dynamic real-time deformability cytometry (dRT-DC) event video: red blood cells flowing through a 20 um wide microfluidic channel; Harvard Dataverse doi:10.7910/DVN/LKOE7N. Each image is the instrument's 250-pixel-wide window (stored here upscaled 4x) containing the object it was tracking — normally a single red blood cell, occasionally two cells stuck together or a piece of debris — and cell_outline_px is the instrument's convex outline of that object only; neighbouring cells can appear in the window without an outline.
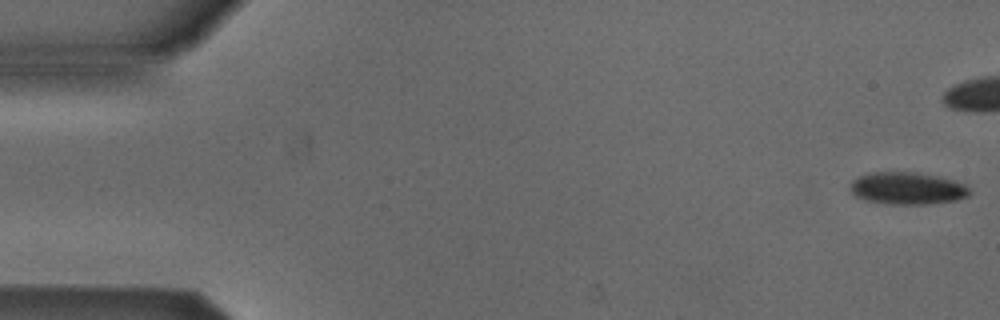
{"species": "Egyptian fruit bat (a non-hibernating species)", "species_latin": "Rousettus aegyptiacus", "temperature_condition": "cold", "stored_images_in_passage": 10, "camera_frame_rate_fps": 3000, "um_per_image_px": 0.085, "animal": {"sex": "male"}, "frame": {"image": 1, "passage_image": 1, "time_ms": 0.0, "image_size_px": [1000, 320], "cell_outline_px": [[972, 192], [968, 196], [956, 200], [928, 204], [884, 204], [864, 200], [856, 196], [848, 188], [848, 184], [852, 180], [860, 176], [872, 172], [912, 172], [936, 176], [956, 180], [972, 188]], "centroid_in_image_um": [77.12, 16.01], "position_along_channel_um": 7.9, "area_um2": 22.72}}